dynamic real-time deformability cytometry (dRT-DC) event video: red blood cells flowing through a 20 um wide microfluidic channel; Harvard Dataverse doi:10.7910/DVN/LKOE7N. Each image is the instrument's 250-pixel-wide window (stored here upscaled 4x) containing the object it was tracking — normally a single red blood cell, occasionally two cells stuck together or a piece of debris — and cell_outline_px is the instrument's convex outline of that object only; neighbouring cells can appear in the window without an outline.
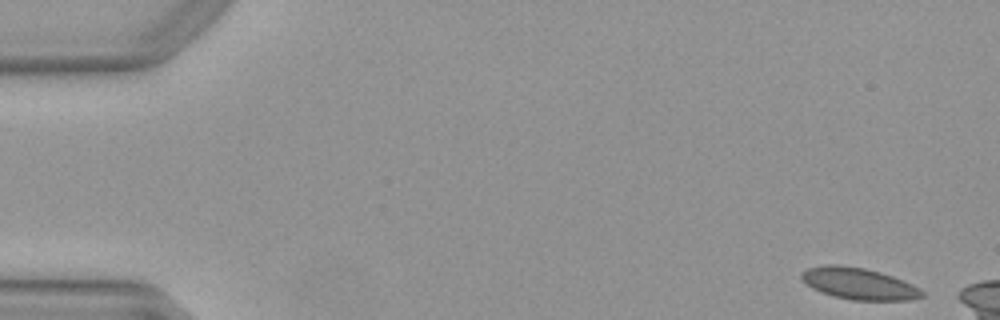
{"species": "Egyptian fruit bat (a non-hibernating species)", "species_latin": "Rousettus aegyptiacus", "temperature_condition": "warm", "stored_images_in_passage": 13, "camera_frame_rate_fps": 3000, "um_per_image_px": 0.085, "animal": {"sex": "female"}, "frame": {"image": 1, "passage_image": 1, "time_ms": 0.0, "image_size_px": [1000, 320], "cell_outline_px": [[924, 296], [912, 300], [852, 300], [832, 296], [820, 292], [812, 288], [800, 276], [800, 272], [808, 268], [828, 264], [836, 264], [864, 268], [880, 272], [904, 280], [920, 288], [924, 292]], "centroid_in_image_um": [73.01, 24.11], "position_along_channel_um": 12.0, "area_um2": 22.25}}